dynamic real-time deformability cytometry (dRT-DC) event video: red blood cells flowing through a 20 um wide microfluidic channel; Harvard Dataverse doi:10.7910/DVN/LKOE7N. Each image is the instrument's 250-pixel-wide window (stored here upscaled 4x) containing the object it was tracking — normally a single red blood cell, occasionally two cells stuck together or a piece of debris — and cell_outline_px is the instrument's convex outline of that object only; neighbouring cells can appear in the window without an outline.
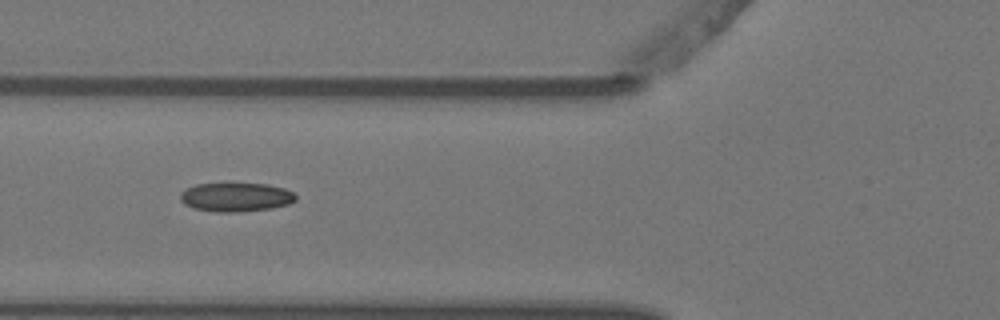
{"species": "Egyptian fruit bat (a non-hibernating species)", "species_latin": "Rousettus aegyptiacus", "temperature_condition": "warm", "stored_images_in_passage": 4, "camera_frame_rate_fps": 3000, "um_per_image_px": 0.085, "animal": {"sex": "female"}, "frame": {"image": 1, "passage_image": 2, "time_ms": 0.333, "image_size_px": [1000, 320], "cell_outline_px": [[296, 200], [288, 204], [272, 208], [232, 212], [216, 212], [196, 208], [184, 204], [180, 200], [180, 192], [196, 184], [268, 184], [284, 188], [292, 192], [296, 196]], "centroid_in_image_um": [20.05, 16.75], "position_along_channel_um": 105.7, "area_um2": 19.19}}
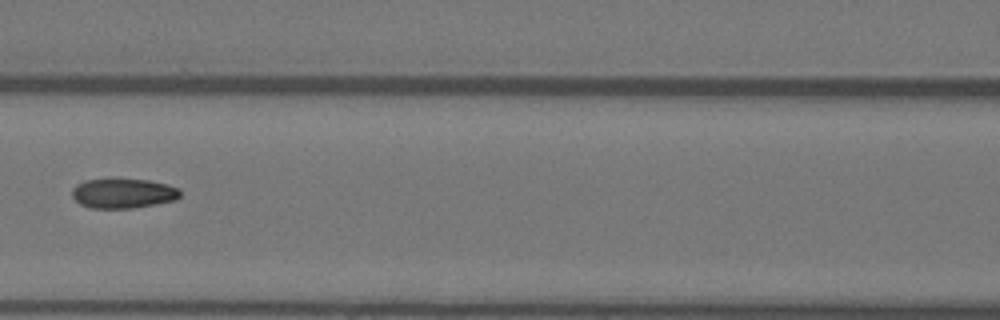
{"frame": {"image": 2, "passage_image": 3, "time_ms": 0.667, "image_size_px": [1000, 320], "cell_outline_px": [[180, 196], [176, 200], [156, 204], [132, 208], [92, 208], [80, 204], [72, 196], [72, 188], [76, 184], [84, 180], [112, 176], [148, 180], [168, 184], [180, 188]], "centroid_in_image_um": [10.45, 16.38], "position_along_channel_um": 156.1, "area_um2": 19.54}}
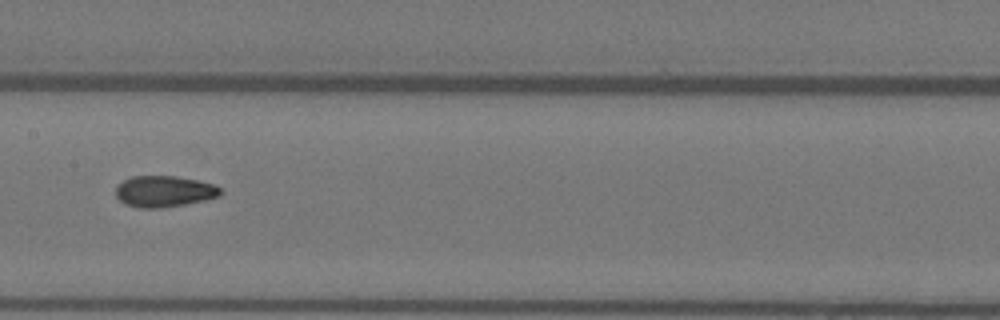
{"frame": {"image": 3, "passage_image": 4, "time_ms": 1.0, "image_size_px": [1000, 320], "cell_outline_px": [[224, 192], [220, 196], [204, 200], [184, 204], [160, 208], [140, 208], [124, 204], [116, 196], [116, 188], [124, 180], [132, 176], [176, 176], [200, 180], [216, 184]], "centroid_in_image_um": [14.0, 16.26], "position_along_channel_um": 193.4, "area_um2": 19.19}}